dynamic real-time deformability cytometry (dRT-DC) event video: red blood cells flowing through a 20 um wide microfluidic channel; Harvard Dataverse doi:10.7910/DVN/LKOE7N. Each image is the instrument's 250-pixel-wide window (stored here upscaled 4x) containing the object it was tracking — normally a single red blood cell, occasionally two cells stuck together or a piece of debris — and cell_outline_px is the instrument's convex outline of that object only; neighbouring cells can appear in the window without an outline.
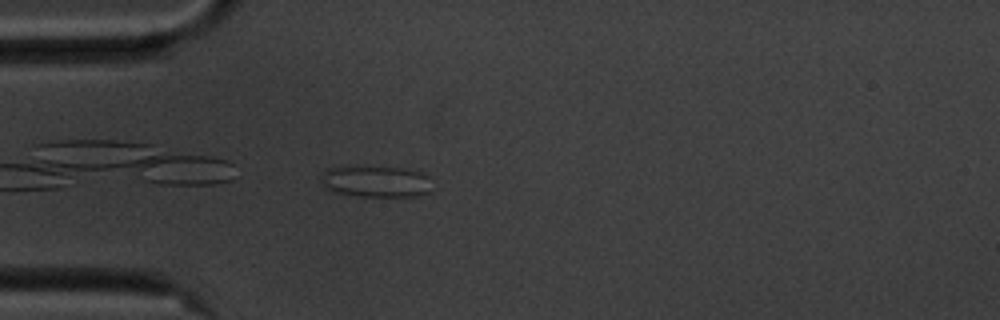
{"species": "common noctule bat (a hibernating species)", "species_latin": "Nyctalus noctula", "temperature_condition": "cold", "stored_images_in_passage": 43, "camera_frame_rate_fps": 3000, "um_per_image_px": 0.085, "animal": {"sex": "male", "body_mass_g": 20.1, "forearm_length_mm": 53.5}, "frame": {"image": 1, "passage_image": 2, "time_ms": 0.333, "image_size_px": [1000, 320], "cell_outline_px": [[428, 192], [416, 196], [356, 196], [332, 192], [320, 180], [324, 172], [328, 168], [404, 168], [420, 172], [428, 176]], "centroid_in_image_um": [31.94, 15.45], "position_along_channel_um": 53.1, "area_um2": 19.59}}
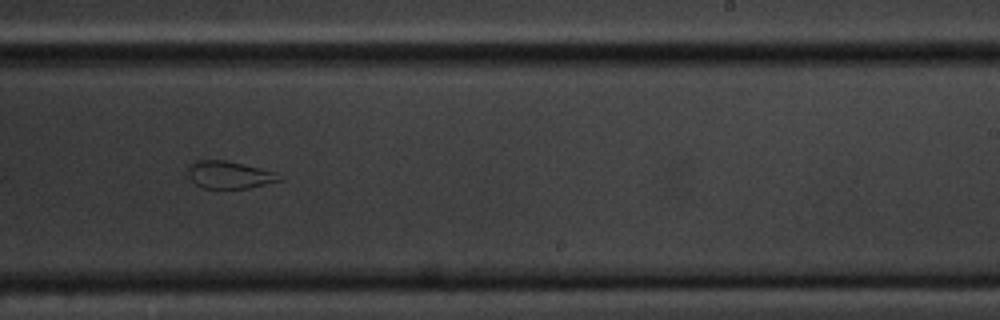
{"frame": {"image": 2, "passage_image": 21, "time_ms": 6.667, "image_size_px": [1000, 320], "cell_outline_px": [[284, 180], [248, 188], [204, 188], [196, 184], [188, 176], [188, 168], [192, 160], [224, 160], [260, 168], [276, 172], [284, 176]], "centroid_in_image_um": [19.52, 14.86], "position_along_channel_um": 269.5, "area_um2": 14.68}}
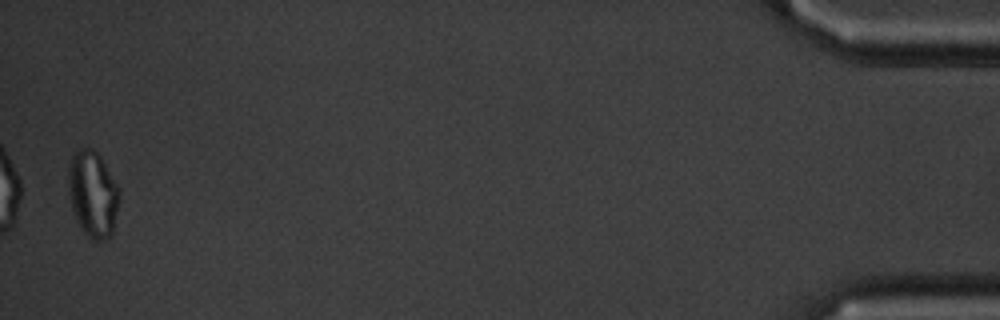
{"frame": {"image": 3, "passage_image": 42, "time_ms": 13.667, "image_size_px": [1000, 320], "cell_outline_px": [[120, 200], [112, 236], [96, 244], [84, 232], [72, 208], [68, 192], [68, 168], [72, 156], [80, 148], [92, 148], [100, 156], [120, 188]], "centroid_in_image_um": [7.92, 16.52], "position_along_channel_um": 427.3, "area_um2": 25.89}, "authors_computed_cell_mechanics": {"area_um2": 17.4556, "velocity_mm_per_s": 3.5356, "shape_relaxation_time_tau1_ms": null, "shape_relaxation_time_tau2_ms": 1.3023, "deformation_change_tau1": null, "deformation_change_tau2": 0.0874}}